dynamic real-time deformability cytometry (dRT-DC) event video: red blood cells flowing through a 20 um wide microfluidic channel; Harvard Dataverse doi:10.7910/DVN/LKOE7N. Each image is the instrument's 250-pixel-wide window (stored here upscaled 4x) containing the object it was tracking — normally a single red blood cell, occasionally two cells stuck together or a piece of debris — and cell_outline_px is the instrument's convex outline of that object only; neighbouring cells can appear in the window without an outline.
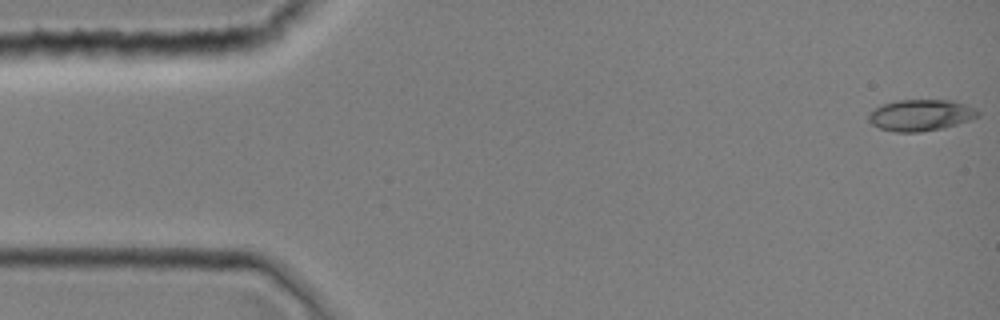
{"species": "common noctule bat (a hibernating species)", "species_latin": "Nyctalus noctula", "temperature_condition": "room temperature", "stored_images_in_passage": 4, "camera_frame_rate_fps": 3000, "um_per_image_px": 0.085, "animal": {"sex": "female", "body_mass_g": 19.0, "forearm_length_mm": 51.5}, "frame": {"image": 1, "passage_image": 1, "time_ms": 0.0, "image_size_px": [1000, 320], "cell_outline_px": [[980, 116], [944, 128], [920, 132], [896, 132], [880, 128], [872, 124], [868, 120], [868, 112], [884, 104], [896, 100], [952, 100], [976, 108], [980, 112]], "centroid_in_image_um": [78.26, 9.79], "position_along_channel_um": 6.7, "area_um2": 20.0}}